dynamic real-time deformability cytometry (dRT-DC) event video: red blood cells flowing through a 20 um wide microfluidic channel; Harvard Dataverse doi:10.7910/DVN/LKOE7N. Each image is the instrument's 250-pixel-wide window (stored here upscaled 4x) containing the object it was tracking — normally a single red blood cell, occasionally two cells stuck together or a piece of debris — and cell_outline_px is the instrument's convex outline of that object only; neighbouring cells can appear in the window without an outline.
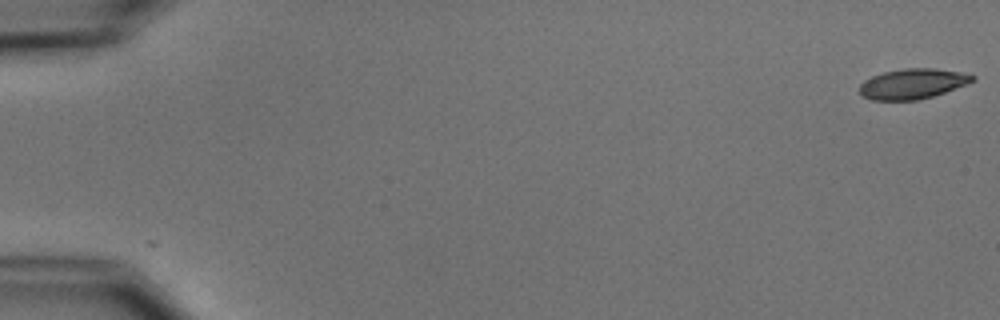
{"species": "common noctule bat (a hibernating species)", "species_latin": "Nyctalus noctula", "temperature_condition": "cold", "stored_images_in_passage": 5, "camera_frame_rate_fps": 3000, "um_per_image_px": 0.085, "animal": {"sex": "male", "body_mass_g": 15.6}, "frame": {"image": 1, "passage_image": 1, "time_ms": 0.0, "image_size_px": [1000, 320], "cell_outline_px": [[976, 80], [968, 84], [932, 96], [916, 100], [872, 100], [864, 96], [860, 92], [860, 84], [864, 80], [872, 76], [884, 72], [904, 68], [936, 68], [960, 72], [976, 76]], "centroid_in_image_um": [77.59, 7.11], "position_along_channel_um": 7.4, "area_um2": 19.83}}
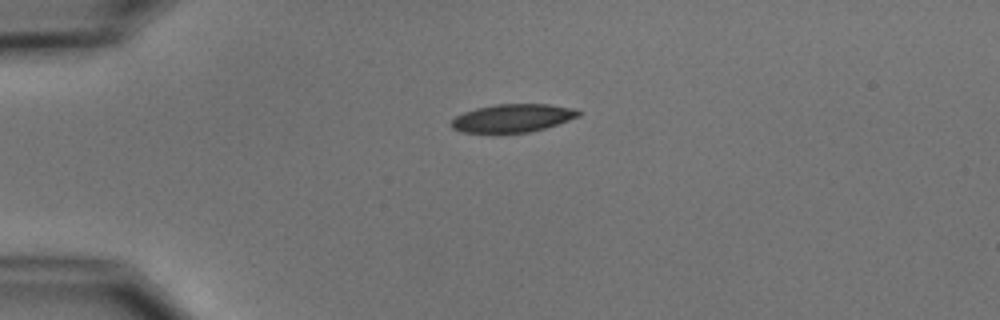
{"frame": {"image": 2, "passage_image": 4, "time_ms": 4.333, "image_size_px": [1000, 320], "cell_outline_px": [[580, 116], [544, 128], [528, 132], [464, 132], [452, 128], [448, 124], [456, 116], [464, 112], [476, 108], [496, 104], [548, 104], [576, 108], [580, 112]], "centroid_in_image_um": [43.57, 10.02], "position_along_channel_um": 41.4, "area_um2": 20.63}}